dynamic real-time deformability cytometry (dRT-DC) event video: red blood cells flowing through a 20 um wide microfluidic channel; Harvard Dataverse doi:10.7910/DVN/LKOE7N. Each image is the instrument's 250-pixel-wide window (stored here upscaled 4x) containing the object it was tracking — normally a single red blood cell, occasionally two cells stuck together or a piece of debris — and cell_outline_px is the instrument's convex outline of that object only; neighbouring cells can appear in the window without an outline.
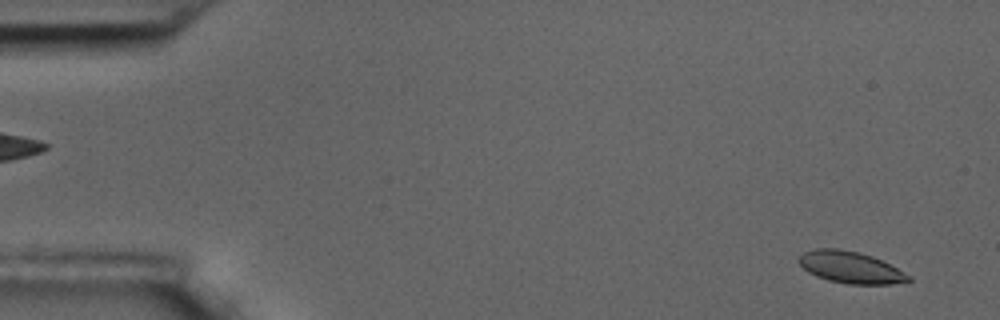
{"species": "common noctule bat (a hibernating species)", "species_latin": "Nyctalus noctula", "temperature_condition": "room temperature", "stored_images_in_passage": 59, "camera_frame_rate_fps": 3000, "um_per_image_px": 0.085, "animal": {"sex": "male", "body_mass_g": 17.5, "forearm_length_mm": 52.3}, "frame": {"image": 1, "passage_image": 3, "time_ms": 0.667, "image_size_px": [1000, 320], "cell_outline_px": [[912, 280], [892, 284], [848, 284], [828, 280], [816, 276], [808, 272], [796, 260], [804, 252], [816, 248], [836, 248], [856, 252], [872, 256], [912, 276]], "centroid_in_image_um": [72.27, 22.73], "position_along_channel_um": 12.7, "area_um2": 20.11}}
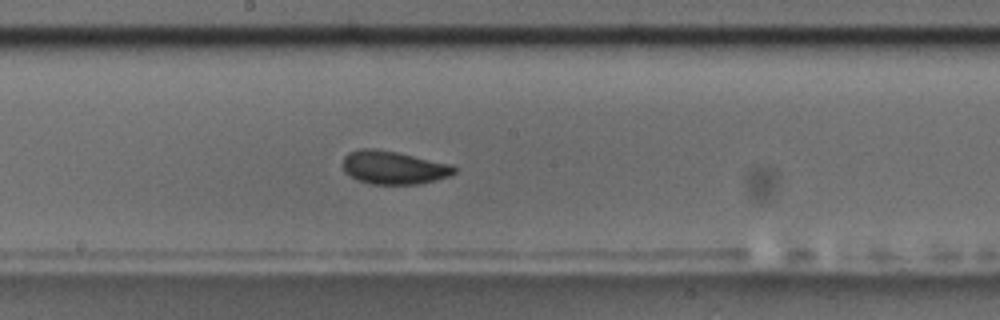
{"frame": {"image": 2, "passage_image": 31, "time_ms": 10.0, "image_size_px": [1000, 320], "cell_outline_px": [[456, 172], [448, 176], [436, 180], [420, 184], [372, 184], [356, 180], [344, 172], [344, 156], [348, 152], [360, 148], [376, 148], [396, 152], [452, 164], [456, 168]], "centroid_in_image_um": [33.44, 14.24], "position_along_channel_um": 214.8, "area_um2": 21.68}}
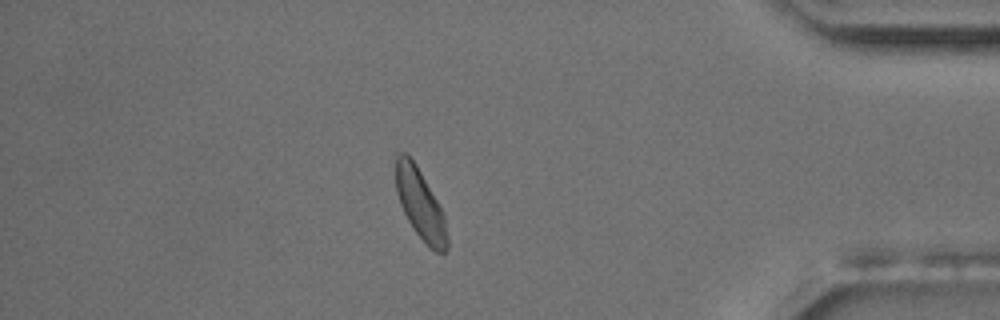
{"frame": {"image": 3, "passage_image": 50, "time_ms": 16.333, "image_size_px": [1000, 320], "cell_outline_px": [[448, 248], [444, 252], [436, 252], [416, 232], [408, 220], [400, 204], [396, 192], [396, 156], [400, 152], [404, 152], [416, 164], [444, 212], [448, 236]], "centroid_in_image_um": [35.74, 17.35], "position_along_channel_um": 399.5, "area_um2": 20.75}, "authors_computed_cell_mechanics": {"area_um2": 21.1548, "velocity_mm_per_s": 3.4871, "shape_relaxation_time_tau1_ms": 3.9549, "shape_relaxation_time_tau2_ms": 2.295, "deformation_change_tau1": 0.0985, "deformation_change_tau2": 0.063}}